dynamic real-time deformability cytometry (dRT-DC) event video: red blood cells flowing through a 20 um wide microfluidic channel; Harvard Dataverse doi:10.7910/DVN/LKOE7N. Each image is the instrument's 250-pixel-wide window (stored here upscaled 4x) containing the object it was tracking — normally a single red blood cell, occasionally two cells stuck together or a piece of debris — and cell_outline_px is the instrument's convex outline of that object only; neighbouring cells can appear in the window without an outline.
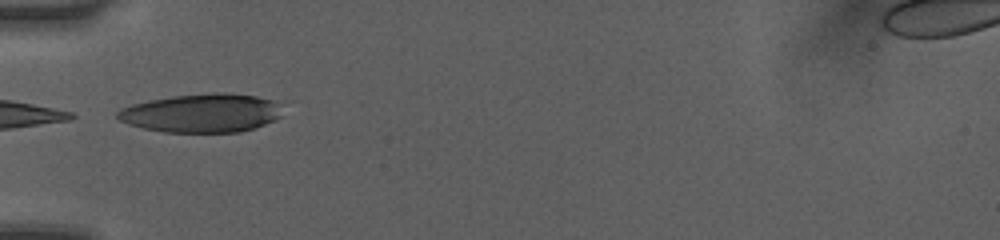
{"species": "human", "species_latin": "Homo sapiens", "temperature_condition": "room temperature", "stored_images_in_passage": 6, "camera_frame_rate_fps": 3000, "um_per_image_px": 0.085, "donor": {"sex": "female"}, "frame": {"image": 1, "passage_image": 5, "time_ms": 4.0, "image_size_px": [1000, 240], "cell_outline_px": [[280, 116], [276, 120], [240, 132], [164, 132], [144, 128], [128, 124], [120, 120], [116, 116], [116, 112], [120, 108], [132, 104], [148, 100], [172, 96], [212, 92], [220, 92], [256, 96], [272, 100], [276, 104]], "centroid_in_image_um": [17.08, 9.61], "position_along_channel_um": 67.9, "area_um2": 36.93}}